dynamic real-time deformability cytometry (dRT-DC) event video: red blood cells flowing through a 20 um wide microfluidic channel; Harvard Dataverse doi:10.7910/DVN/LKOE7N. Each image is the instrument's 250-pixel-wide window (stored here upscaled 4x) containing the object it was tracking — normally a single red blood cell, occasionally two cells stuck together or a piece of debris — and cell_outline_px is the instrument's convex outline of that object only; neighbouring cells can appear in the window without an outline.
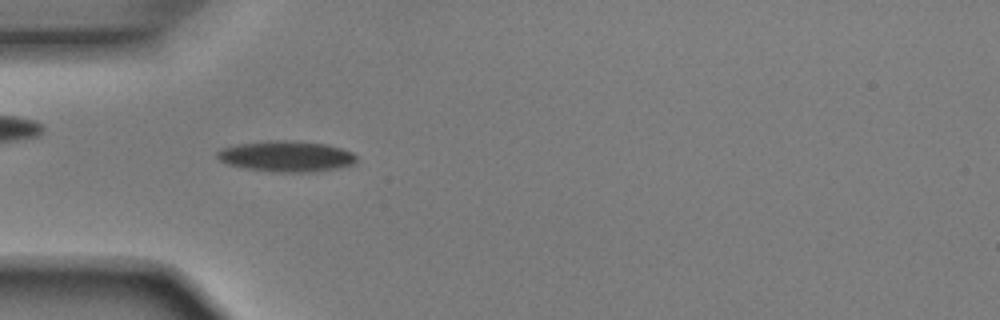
{"species": "Egyptian fruit bat (a non-hibernating species)", "species_latin": "Rousettus aegyptiacus", "temperature_condition": "room temperature", "stored_images_in_passage": 52, "camera_frame_rate_fps": 3000, "um_per_image_px": 0.085, "animal": {"sex": "male"}, "frame": {"image": 1, "passage_image": 16, "time_ms": 5.0, "image_size_px": [1000, 320], "cell_outline_px": [[356, 160], [352, 164], [340, 168], [308, 172], [276, 172], [244, 168], [224, 164], [216, 156], [216, 152], [220, 148], [236, 144], [268, 140], [292, 140], [324, 144], [340, 148], [352, 152], [356, 156]], "centroid_in_image_um": [24.27, 13.28], "position_along_channel_um": 60.7, "area_um2": 25.2}}
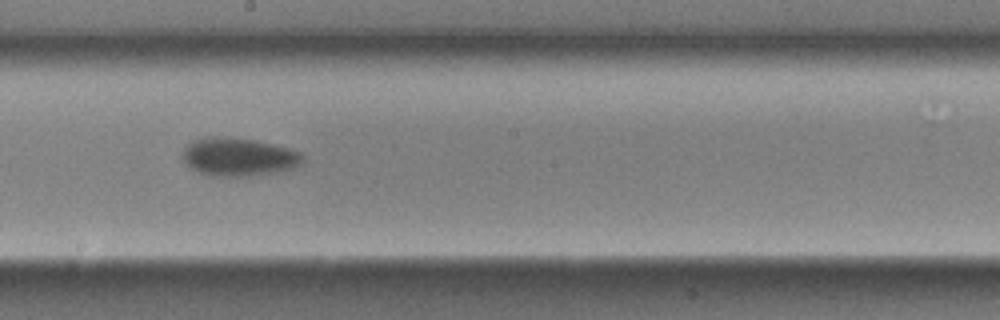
{"frame": {"image": 2, "passage_image": 29, "time_ms": 9.333, "image_size_px": [1000, 320], "cell_outline_px": [[304, 160], [296, 168], [276, 172], [248, 176], [212, 176], [200, 172], [184, 164], [180, 156], [184, 148], [192, 140], [208, 136], [216, 136], [256, 140], [288, 148], [300, 152], [304, 156]], "centroid_in_image_um": [20.26, 13.33], "position_along_channel_um": 227.9, "area_um2": 26.99}}
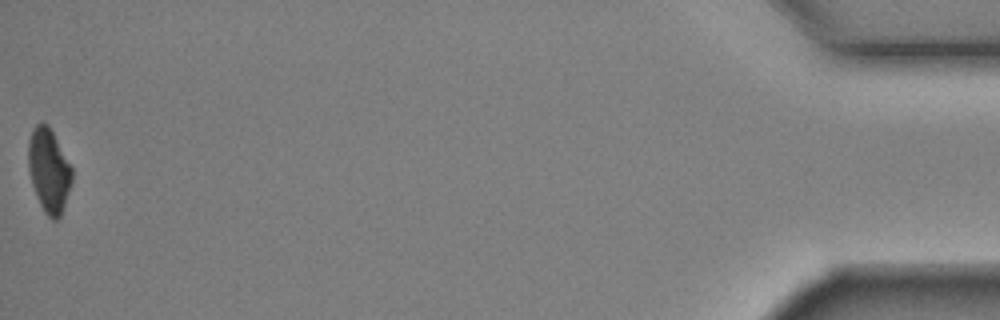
{"frame": {"image": 3, "passage_image": 52, "time_ms": 17.0, "image_size_px": [1000, 320], "cell_outline_px": [[72, 184], [60, 216], [56, 220], [52, 220], [44, 212], [40, 204], [32, 184], [28, 168], [28, 140], [36, 124], [48, 124], [72, 168]], "centroid_in_image_um": [4.15, 14.51], "position_along_channel_um": 431.0, "area_um2": 21.1}, "authors_computed_cell_mechanics": {"area_um2": 23.4668, "velocity_mm_per_s": 3.916, "shape_relaxation_time_tau1_ms": 4.3765, "shape_relaxation_time_tau2_ms": null, "deformation_change_tau1": 0.1609, "deformation_change_tau2": null}}